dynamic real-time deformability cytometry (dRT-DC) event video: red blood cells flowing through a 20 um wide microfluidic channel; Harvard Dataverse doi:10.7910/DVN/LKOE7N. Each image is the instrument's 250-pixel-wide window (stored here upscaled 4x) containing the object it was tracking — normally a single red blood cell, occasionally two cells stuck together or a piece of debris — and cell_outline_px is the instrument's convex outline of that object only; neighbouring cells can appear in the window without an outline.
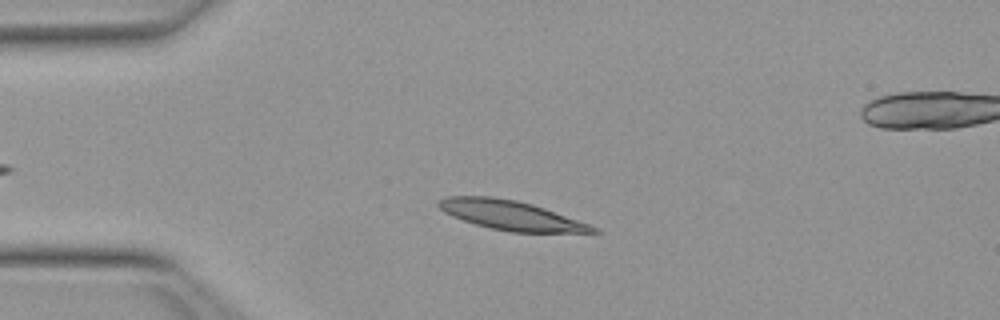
{"species": "Egyptian fruit bat (a non-hibernating species)", "species_latin": "Rousettus aegyptiacus", "temperature_condition": "warm", "stored_images_in_passage": 42, "camera_frame_rate_fps": 3000, "um_per_image_px": 0.085, "animal": {"sex": "female"}, "frame": {"image": 1, "passage_image": 10, "time_ms": 3.0, "image_size_px": [1000, 320], "cell_outline_px": [[600, 232], [512, 232], [488, 228], [452, 216], [444, 212], [436, 204], [440, 200], [448, 196], [492, 196], [516, 200], [532, 204], [544, 208], [600, 228]], "centroid_in_image_um": [43.41, 18.29], "position_along_channel_um": 41.6, "area_um2": 26.18}}
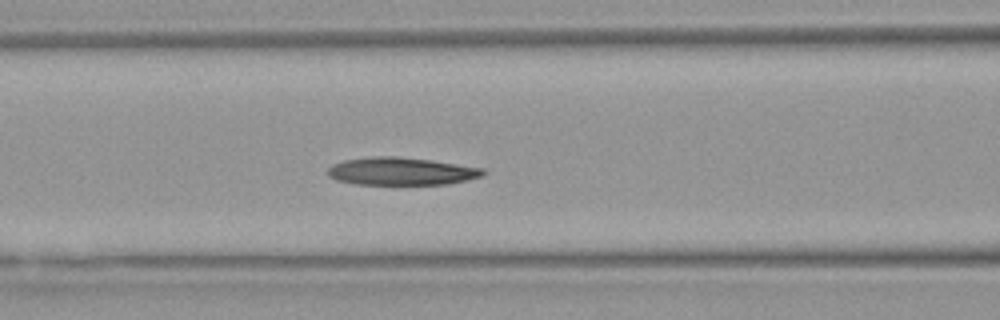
{"frame": {"image": 2, "passage_image": 19, "time_ms": 6.0, "image_size_px": [1000, 320], "cell_outline_px": [[488, 172], [484, 176], [468, 180], [448, 184], [356, 184], [336, 180], [328, 176], [328, 168], [332, 164], [344, 160], [372, 156], [396, 156], [432, 160], [484, 168]], "centroid_in_image_um": [34.14, 14.55], "position_along_channel_um": 132.5, "area_um2": 25.32}}
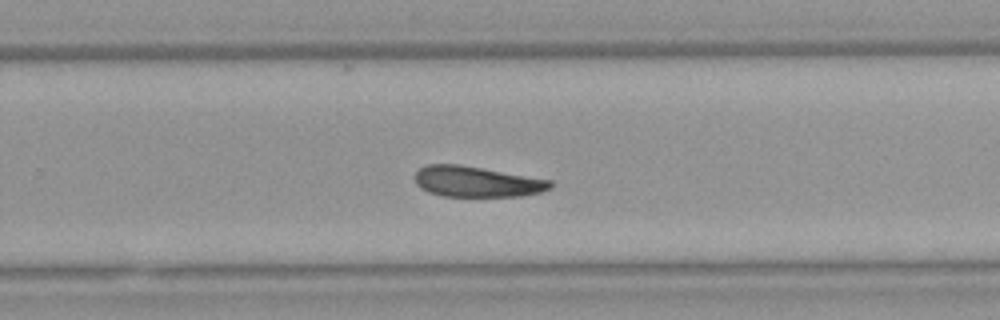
{"frame": {"image": 3, "passage_image": 31, "time_ms": 10.0, "image_size_px": [1000, 320], "cell_outline_px": [[552, 188], [540, 192], [520, 196], [440, 196], [428, 192], [420, 188], [416, 184], [416, 172], [420, 168], [428, 164], [460, 164], [552, 180]], "centroid_in_image_um": [40.52, 15.44], "position_along_channel_um": 289.3, "area_um2": 24.22}}